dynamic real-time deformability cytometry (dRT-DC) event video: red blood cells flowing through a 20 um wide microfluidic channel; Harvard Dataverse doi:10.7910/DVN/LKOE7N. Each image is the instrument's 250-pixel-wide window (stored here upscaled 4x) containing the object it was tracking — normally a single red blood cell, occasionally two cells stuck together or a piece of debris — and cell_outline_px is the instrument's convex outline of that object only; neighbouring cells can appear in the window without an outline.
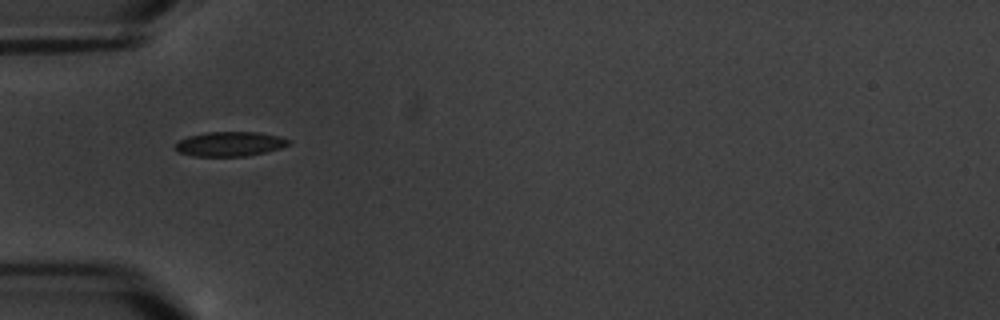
{"species": "common noctule bat (a hibernating species)", "species_latin": "Nyctalus noctula", "temperature_condition": "warm", "stored_images_in_passage": 2, "camera_frame_rate_fps": 3000, "um_per_image_px": 0.085, "animal": {"sex": "male", "body_mass_g": 20.1, "forearm_length_mm": 53.5}, "frame": {"image": 1, "passage_image": 1, "time_ms": 0.0, "image_size_px": [1000, 320], "cell_outline_px": [[292, 140], [288, 144], [280, 148], [248, 156], [192, 156], [176, 152], [172, 148], [180, 140], [188, 136], [208, 132], [260, 132], [280, 136]], "centroid_in_image_um": [19.51, 12.24], "position_along_channel_um": 65.5, "area_um2": 16.36}}